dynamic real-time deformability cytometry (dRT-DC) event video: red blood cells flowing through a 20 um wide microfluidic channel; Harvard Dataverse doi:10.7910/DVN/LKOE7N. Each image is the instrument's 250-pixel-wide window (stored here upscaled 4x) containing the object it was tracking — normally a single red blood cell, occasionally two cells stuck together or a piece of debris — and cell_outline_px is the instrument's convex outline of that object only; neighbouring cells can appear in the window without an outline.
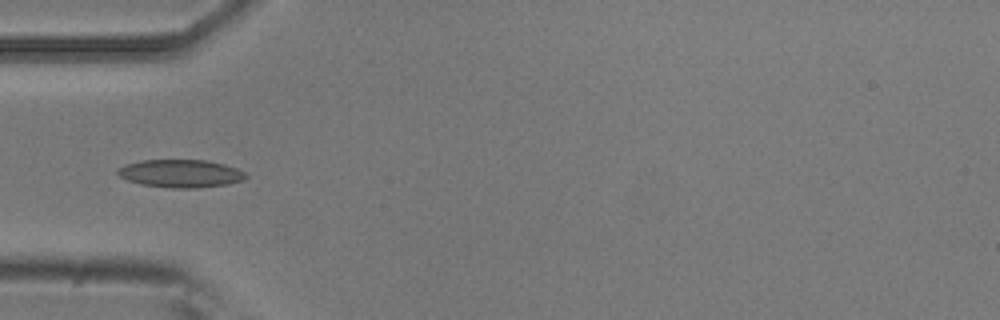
{"species": "common noctule bat (a hibernating species)", "species_latin": "Nyctalus noctula", "temperature_condition": "room temperature", "stored_images_in_passage": 8, "camera_frame_rate_fps": 3000, "um_per_image_px": 0.085, "animal": {"sex": "male", "body_mass_g": 20.5, "forearm_length_mm": 52.5}, "frame": {"image": 1, "passage_image": 5, "time_ms": 1.333, "image_size_px": [1000, 320], "cell_outline_px": [[248, 176], [244, 180], [228, 184], [196, 188], [172, 188], [140, 184], [128, 180], [120, 176], [116, 172], [116, 168], [124, 164], [140, 160], [208, 160], [224, 164], [236, 168], [244, 172]], "centroid_in_image_um": [15.34, 14.74], "position_along_channel_um": 69.7, "area_um2": 20.98}}
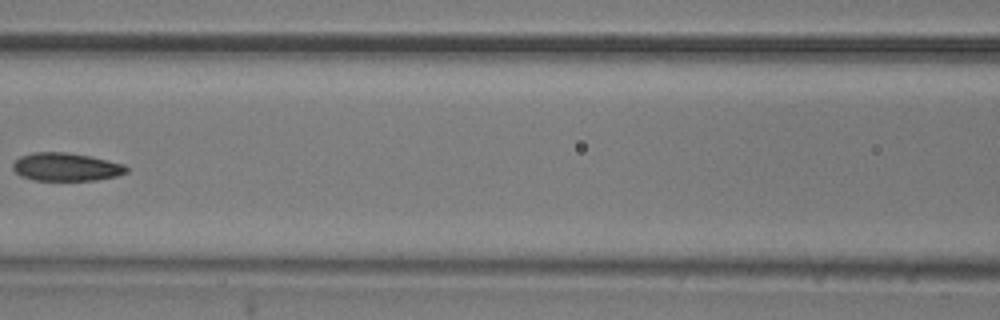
{"frame": {"image": 2, "passage_image": 7, "time_ms": 2.0, "image_size_px": [1000, 320], "cell_outline_px": [[128, 172], [116, 176], [96, 180], [32, 180], [20, 176], [12, 168], [12, 164], [20, 156], [32, 152], [64, 152], [88, 156], [108, 160], [124, 164], [128, 168]], "centroid_in_image_um": [5.6, 14.19], "position_along_channel_um": 161.0, "area_um2": 18.61}}
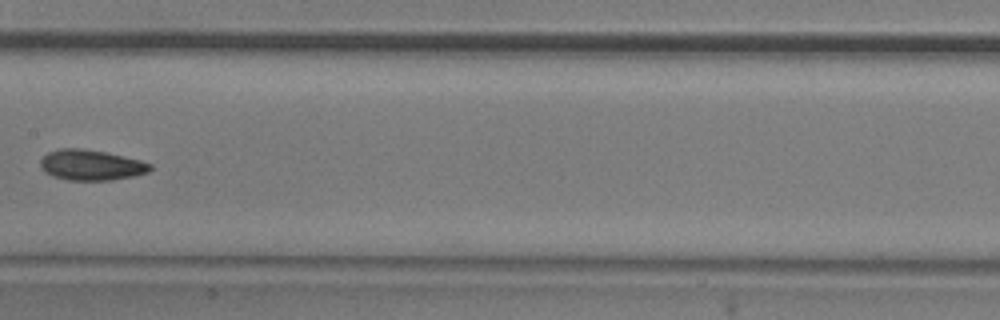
{"frame": {"image": 3, "passage_image": 8, "time_ms": 2.333, "image_size_px": [1000, 320], "cell_outline_px": [[152, 168], [148, 172], [132, 176], [112, 180], [68, 180], [52, 176], [44, 172], [40, 168], [40, 160], [48, 152], [60, 148], [84, 148], [104, 152], [140, 160], [152, 164]], "centroid_in_image_um": [7.71, 14.03], "position_along_channel_um": 199.7, "area_um2": 19.54}}